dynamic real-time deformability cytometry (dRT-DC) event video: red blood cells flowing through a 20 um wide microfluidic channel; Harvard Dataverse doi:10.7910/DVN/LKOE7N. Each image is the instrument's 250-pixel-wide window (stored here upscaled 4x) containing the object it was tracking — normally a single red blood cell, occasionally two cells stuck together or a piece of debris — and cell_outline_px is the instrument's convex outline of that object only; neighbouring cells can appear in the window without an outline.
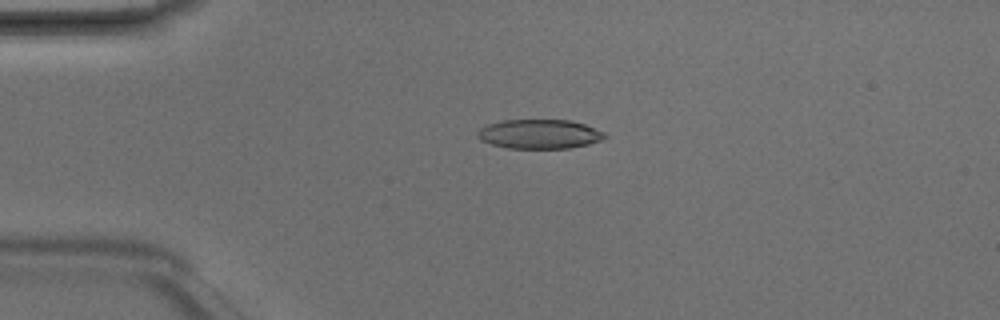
{"species": "Egyptian fruit bat (a non-hibernating species)", "species_latin": "Rousettus aegyptiacus", "temperature_condition": "room temperature", "stored_images_in_passage": 4, "camera_frame_rate_fps": 3000, "um_per_image_px": 0.085, "animal": {"sex": "male"}, "frame": {"image": 1, "passage_image": 3, "time_ms": 0.667, "image_size_px": [1000, 320], "cell_outline_px": [[608, 136], [600, 140], [588, 144], [568, 148], [508, 148], [492, 144], [480, 140], [476, 136], [476, 132], [480, 128], [488, 124], [504, 120], [568, 120], [584, 124], [604, 132]], "centroid_in_image_um": [45.82, 11.39], "position_along_channel_um": 39.2, "area_um2": 21.62}}